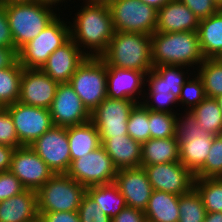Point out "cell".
<instances>
[{
  "instance_id": "cell-22",
  "label": "cell",
  "mask_w": 222,
  "mask_h": 222,
  "mask_svg": "<svg viewBox=\"0 0 222 222\" xmlns=\"http://www.w3.org/2000/svg\"><path fill=\"white\" fill-rule=\"evenodd\" d=\"M37 192L26 189L0 202V222H38Z\"/></svg>"
},
{
  "instance_id": "cell-4",
  "label": "cell",
  "mask_w": 222,
  "mask_h": 222,
  "mask_svg": "<svg viewBox=\"0 0 222 222\" xmlns=\"http://www.w3.org/2000/svg\"><path fill=\"white\" fill-rule=\"evenodd\" d=\"M4 7L17 51L61 15L57 8L37 1L6 4Z\"/></svg>"
},
{
  "instance_id": "cell-2",
  "label": "cell",
  "mask_w": 222,
  "mask_h": 222,
  "mask_svg": "<svg viewBox=\"0 0 222 222\" xmlns=\"http://www.w3.org/2000/svg\"><path fill=\"white\" fill-rule=\"evenodd\" d=\"M151 43L153 67L184 66L195 71L205 59L200 49L197 32H154L151 35Z\"/></svg>"
},
{
  "instance_id": "cell-6",
  "label": "cell",
  "mask_w": 222,
  "mask_h": 222,
  "mask_svg": "<svg viewBox=\"0 0 222 222\" xmlns=\"http://www.w3.org/2000/svg\"><path fill=\"white\" fill-rule=\"evenodd\" d=\"M38 212L78 211L86 187L66 173L54 174L37 191Z\"/></svg>"
},
{
  "instance_id": "cell-27",
  "label": "cell",
  "mask_w": 222,
  "mask_h": 222,
  "mask_svg": "<svg viewBox=\"0 0 222 222\" xmlns=\"http://www.w3.org/2000/svg\"><path fill=\"white\" fill-rule=\"evenodd\" d=\"M179 196L153 190L144 210L147 222H178Z\"/></svg>"
},
{
  "instance_id": "cell-10",
  "label": "cell",
  "mask_w": 222,
  "mask_h": 222,
  "mask_svg": "<svg viewBox=\"0 0 222 222\" xmlns=\"http://www.w3.org/2000/svg\"><path fill=\"white\" fill-rule=\"evenodd\" d=\"M117 171L106 150L99 146L94 151L71 161L66 174L87 188L114 183Z\"/></svg>"
},
{
  "instance_id": "cell-11",
  "label": "cell",
  "mask_w": 222,
  "mask_h": 222,
  "mask_svg": "<svg viewBox=\"0 0 222 222\" xmlns=\"http://www.w3.org/2000/svg\"><path fill=\"white\" fill-rule=\"evenodd\" d=\"M137 103L131 99H111L106 97L91 112L90 121L96 126L100 140L128 135L127 121Z\"/></svg>"
},
{
  "instance_id": "cell-45",
  "label": "cell",
  "mask_w": 222,
  "mask_h": 222,
  "mask_svg": "<svg viewBox=\"0 0 222 222\" xmlns=\"http://www.w3.org/2000/svg\"><path fill=\"white\" fill-rule=\"evenodd\" d=\"M0 47L15 48L4 4H0Z\"/></svg>"
},
{
  "instance_id": "cell-51",
  "label": "cell",
  "mask_w": 222,
  "mask_h": 222,
  "mask_svg": "<svg viewBox=\"0 0 222 222\" xmlns=\"http://www.w3.org/2000/svg\"><path fill=\"white\" fill-rule=\"evenodd\" d=\"M35 1L42 3V4L52 6L54 8H56V6H57L58 12L62 13V11H59L61 9L58 7V5H60L62 3V6H63V2L66 4L68 0L67 1L66 0H35ZM69 1H71V0H69Z\"/></svg>"
},
{
  "instance_id": "cell-54",
  "label": "cell",
  "mask_w": 222,
  "mask_h": 222,
  "mask_svg": "<svg viewBox=\"0 0 222 222\" xmlns=\"http://www.w3.org/2000/svg\"><path fill=\"white\" fill-rule=\"evenodd\" d=\"M215 100L217 101V104L219 105L221 111H222V94L215 97Z\"/></svg>"
},
{
  "instance_id": "cell-39",
  "label": "cell",
  "mask_w": 222,
  "mask_h": 222,
  "mask_svg": "<svg viewBox=\"0 0 222 222\" xmlns=\"http://www.w3.org/2000/svg\"><path fill=\"white\" fill-rule=\"evenodd\" d=\"M194 75V76H193ZM205 89L201 78L196 72L189 77V79L183 84L180 96L178 98L179 104L186 106L184 110L191 111L194 107L199 105L206 98Z\"/></svg>"
},
{
  "instance_id": "cell-36",
  "label": "cell",
  "mask_w": 222,
  "mask_h": 222,
  "mask_svg": "<svg viewBox=\"0 0 222 222\" xmlns=\"http://www.w3.org/2000/svg\"><path fill=\"white\" fill-rule=\"evenodd\" d=\"M146 90L144 93V99L142 101V104L147 109L152 111L178 114V111L177 110L175 111L173 107L175 108L180 107L179 100L173 93L164 89H146Z\"/></svg>"
},
{
  "instance_id": "cell-47",
  "label": "cell",
  "mask_w": 222,
  "mask_h": 222,
  "mask_svg": "<svg viewBox=\"0 0 222 222\" xmlns=\"http://www.w3.org/2000/svg\"><path fill=\"white\" fill-rule=\"evenodd\" d=\"M17 52L15 48L0 47V70L9 68L18 60Z\"/></svg>"
},
{
  "instance_id": "cell-29",
  "label": "cell",
  "mask_w": 222,
  "mask_h": 222,
  "mask_svg": "<svg viewBox=\"0 0 222 222\" xmlns=\"http://www.w3.org/2000/svg\"><path fill=\"white\" fill-rule=\"evenodd\" d=\"M86 194L111 219L126 207L125 199L114 183L87 187Z\"/></svg>"
},
{
  "instance_id": "cell-14",
  "label": "cell",
  "mask_w": 222,
  "mask_h": 222,
  "mask_svg": "<svg viewBox=\"0 0 222 222\" xmlns=\"http://www.w3.org/2000/svg\"><path fill=\"white\" fill-rule=\"evenodd\" d=\"M153 190L182 195L194 187V174L181 162L141 165Z\"/></svg>"
},
{
  "instance_id": "cell-8",
  "label": "cell",
  "mask_w": 222,
  "mask_h": 222,
  "mask_svg": "<svg viewBox=\"0 0 222 222\" xmlns=\"http://www.w3.org/2000/svg\"><path fill=\"white\" fill-rule=\"evenodd\" d=\"M69 84L91 113L107 97L106 64L100 57H87Z\"/></svg>"
},
{
  "instance_id": "cell-3",
  "label": "cell",
  "mask_w": 222,
  "mask_h": 222,
  "mask_svg": "<svg viewBox=\"0 0 222 222\" xmlns=\"http://www.w3.org/2000/svg\"><path fill=\"white\" fill-rule=\"evenodd\" d=\"M100 58L106 66L135 69L147 75L153 69L151 36L115 31Z\"/></svg>"
},
{
  "instance_id": "cell-33",
  "label": "cell",
  "mask_w": 222,
  "mask_h": 222,
  "mask_svg": "<svg viewBox=\"0 0 222 222\" xmlns=\"http://www.w3.org/2000/svg\"><path fill=\"white\" fill-rule=\"evenodd\" d=\"M194 188L199 193L206 212H222V177L195 178Z\"/></svg>"
},
{
  "instance_id": "cell-52",
  "label": "cell",
  "mask_w": 222,
  "mask_h": 222,
  "mask_svg": "<svg viewBox=\"0 0 222 222\" xmlns=\"http://www.w3.org/2000/svg\"><path fill=\"white\" fill-rule=\"evenodd\" d=\"M84 4H104L108 5L112 0H83Z\"/></svg>"
},
{
  "instance_id": "cell-12",
  "label": "cell",
  "mask_w": 222,
  "mask_h": 222,
  "mask_svg": "<svg viewBox=\"0 0 222 222\" xmlns=\"http://www.w3.org/2000/svg\"><path fill=\"white\" fill-rule=\"evenodd\" d=\"M6 109L22 146H29L54 125L49 109L26 105L19 101L6 106Z\"/></svg>"
},
{
  "instance_id": "cell-28",
  "label": "cell",
  "mask_w": 222,
  "mask_h": 222,
  "mask_svg": "<svg viewBox=\"0 0 222 222\" xmlns=\"http://www.w3.org/2000/svg\"><path fill=\"white\" fill-rule=\"evenodd\" d=\"M68 142L71 161L78 159L101 146L99 132L91 121L81 125L69 126Z\"/></svg>"
},
{
  "instance_id": "cell-24",
  "label": "cell",
  "mask_w": 222,
  "mask_h": 222,
  "mask_svg": "<svg viewBox=\"0 0 222 222\" xmlns=\"http://www.w3.org/2000/svg\"><path fill=\"white\" fill-rule=\"evenodd\" d=\"M190 70V68L184 66L173 65H159L153 67L146 75V77H148L146 78V86L148 87H145V89L168 90L179 98L183 84L194 74L193 72H195ZM189 71L190 73H188Z\"/></svg>"
},
{
  "instance_id": "cell-50",
  "label": "cell",
  "mask_w": 222,
  "mask_h": 222,
  "mask_svg": "<svg viewBox=\"0 0 222 222\" xmlns=\"http://www.w3.org/2000/svg\"><path fill=\"white\" fill-rule=\"evenodd\" d=\"M143 3H146L147 5L153 7L157 11L162 8L166 3H168L170 0H141Z\"/></svg>"
},
{
  "instance_id": "cell-46",
  "label": "cell",
  "mask_w": 222,
  "mask_h": 222,
  "mask_svg": "<svg viewBox=\"0 0 222 222\" xmlns=\"http://www.w3.org/2000/svg\"><path fill=\"white\" fill-rule=\"evenodd\" d=\"M112 222H147V220L143 211L126 206L112 219Z\"/></svg>"
},
{
  "instance_id": "cell-37",
  "label": "cell",
  "mask_w": 222,
  "mask_h": 222,
  "mask_svg": "<svg viewBox=\"0 0 222 222\" xmlns=\"http://www.w3.org/2000/svg\"><path fill=\"white\" fill-rule=\"evenodd\" d=\"M177 114L149 110V130L151 138H168L176 136Z\"/></svg>"
},
{
  "instance_id": "cell-43",
  "label": "cell",
  "mask_w": 222,
  "mask_h": 222,
  "mask_svg": "<svg viewBox=\"0 0 222 222\" xmlns=\"http://www.w3.org/2000/svg\"><path fill=\"white\" fill-rule=\"evenodd\" d=\"M199 19H205L215 14L220 7L213 0H180Z\"/></svg>"
},
{
  "instance_id": "cell-40",
  "label": "cell",
  "mask_w": 222,
  "mask_h": 222,
  "mask_svg": "<svg viewBox=\"0 0 222 222\" xmlns=\"http://www.w3.org/2000/svg\"><path fill=\"white\" fill-rule=\"evenodd\" d=\"M0 145L22 147L16 134L13 120L6 107H0Z\"/></svg>"
},
{
  "instance_id": "cell-17",
  "label": "cell",
  "mask_w": 222,
  "mask_h": 222,
  "mask_svg": "<svg viewBox=\"0 0 222 222\" xmlns=\"http://www.w3.org/2000/svg\"><path fill=\"white\" fill-rule=\"evenodd\" d=\"M58 84L41 69L23 68L18 101L26 105L50 109Z\"/></svg>"
},
{
  "instance_id": "cell-1",
  "label": "cell",
  "mask_w": 222,
  "mask_h": 222,
  "mask_svg": "<svg viewBox=\"0 0 222 222\" xmlns=\"http://www.w3.org/2000/svg\"><path fill=\"white\" fill-rule=\"evenodd\" d=\"M69 21L70 38L88 57H100L114 35L108 5L84 4Z\"/></svg>"
},
{
  "instance_id": "cell-7",
  "label": "cell",
  "mask_w": 222,
  "mask_h": 222,
  "mask_svg": "<svg viewBox=\"0 0 222 222\" xmlns=\"http://www.w3.org/2000/svg\"><path fill=\"white\" fill-rule=\"evenodd\" d=\"M65 20L59 15L38 36L18 50V61L23 68L41 69L48 57L70 39L69 22Z\"/></svg>"
},
{
  "instance_id": "cell-15",
  "label": "cell",
  "mask_w": 222,
  "mask_h": 222,
  "mask_svg": "<svg viewBox=\"0 0 222 222\" xmlns=\"http://www.w3.org/2000/svg\"><path fill=\"white\" fill-rule=\"evenodd\" d=\"M9 170L26 189L35 191L54 175V172L30 146L15 148Z\"/></svg>"
},
{
  "instance_id": "cell-9",
  "label": "cell",
  "mask_w": 222,
  "mask_h": 222,
  "mask_svg": "<svg viewBox=\"0 0 222 222\" xmlns=\"http://www.w3.org/2000/svg\"><path fill=\"white\" fill-rule=\"evenodd\" d=\"M114 31L152 35L157 29V10L141 0H112L108 4Z\"/></svg>"
},
{
  "instance_id": "cell-20",
  "label": "cell",
  "mask_w": 222,
  "mask_h": 222,
  "mask_svg": "<svg viewBox=\"0 0 222 222\" xmlns=\"http://www.w3.org/2000/svg\"><path fill=\"white\" fill-rule=\"evenodd\" d=\"M87 57L70 38L48 57L41 70L58 83H69L77 68Z\"/></svg>"
},
{
  "instance_id": "cell-35",
  "label": "cell",
  "mask_w": 222,
  "mask_h": 222,
  "mask_svg": "<svg viewBox=\"0 0 222 222\" xmlns=\"http://www.w3.org/2000/svg\"><path fill=\"white\" fill-rule=\"evenodd\" d=\"M148 115L149 109L138 103L131 110L127 121L128 135L141 144L151 138Z\"/></svg>"
},
{
  "instance_id": "cell-55",
  "label": "cell",
  "mask_w": 222,
  "mask_h": 222,
  "mask_svg": "<svg viewBox=\"0 0 222 222\" xmlns=\"http://www.w3.org/2000/svg\"><path fill=\"white\" fill-rule=\"evenodd\" d=\"M220 8H222V0H213Z\"/></svg>"
},
{
  "instance_id": "cell-32",
  "label": "cell",
  "mask_w": 222,
  "mask_h": 222,
  "mask_svg": "<svg viewBox=\"0 0 222 222\" xmlns=\"http://www.w3.org/2000/svg\"><path fill=\"white\" fill-rule=\"evenodd\" d=\"M196 70L207 97L215 98L222 94V61L218 58L204 59Z\"/></svg>"
},
{
  "instance_id": "cell-19",
  "label": "cell",
  "mask_w": 222,
  "mask_h": 222,
  "mask_svg": "<svg viewBox=\"0 0 222 222\" xmlns=\"http://www.w3.org/2000/svg\"><path fill=\"white\" fill-rule=\"evenodd\" d=\"M114 184L124 197L127 207L144 212L153 189L143 167L119 169Z\"/></svg>"
},
{
  "instance_id": "cell-25",
  "label": "cell",
  "mask_w": 222,
  "mask_h": 222,
  "mask_svg": "<svg viewBox=\"0 0 222 222\" xmlns=\"http://www.w3.org/2000/svg\"><path fill=\"white\" fill-rule=\"evenodd\" d=\"M197 33L203 57L218 58L222 54V8L199 20Z\"/></svg>"
},
{
  "instance_id": "cell-34",
  "label": "cell",
  "mask_w": 222,
  "mask_h": 222,
  "mask_svg": "<svg viewBox=\"0 0 222 222\" xmlns=\"http://www.w3.org/2000/svg\"><path fill=\"white\" fill-rule=\"evenodd\" d=\"M178 222H204L206 210L203 201L193 187L189 192L179 196Z\"/></svg>"
},
{
  "instance_id": "cell-18",
  "label": "cell",
  "mask_w": 222,
  "mask_h": 222,
  "mask_svg": "<svg viewBox=\"0 0 222 222\" xmlns=\"http://www.w3.org/2000/svg\"><path fill=\"white\" fill-rule=\"evenodd\" d=\"M106 73L108 98L131 99L137 104L142 103L147 78L144 72L135 69L106 66Z\"/></svg>"
},
{
  "instance_id": "cell-5",
  "label": "cell",
  "mask_w": 222,
  "mask_h": 222,
  "mask_svg": "<svg viewBox=\"0 0 222 222\" xmlns=\"http://www.w3.org/2000/svg\"><path fill=\"white\" fill-rule=\"evenodd\" d=\"M175 127L180 162L195 174L205 164L214 135L198 126L196 116L192 111L184 110L183 113H178Z\"/></svg>"
},
{
  "instance_id": "cell-13",
  "label": "cell",
  "mask_w": 222,
  "mask_h": 222,
  "mask_svg": "<svg viewBox=\"0 0 222 222\" xmlns=\"http://www.w3.org/2000/svg\"><path fill=\"white\" fill-rule=\"evenodd\" d=\"M54 174L66 173L71 163L68 127L53 125L29 145Z\"/></svg>"
},
{
  "instance_id": "cell-16",
  "label": "cell",
  "mask_w": 222,
  "mask_h": 222,
  "mask_svg": "<svg viewBox=\"0 0 222 222\" xmlns=\"http://www.w3.org/2000/svg\"><path fill=\"white\" fill-rule=\"evenodd\" d=\"M49 110L53 124L56 126L81 125L91 119V113L69 83L58 84Z\"/></svg>"
},
{
  "instance_id": "cell-53",
  "label": "cell",
  "mask_w": 222,
  "mask_h": 222,
  "mask_svg": "<svg viewBox=\"0 0 222 222\" xmlns=\"http://www.w3.org/2000/svg\"><path fill=\"white\" fill-rule=\"evenodd\" d=\"M35 0H0V4H12V3H23V2H32Z\"/></svg>"
},
{
  "instance_id": "cell-42",
  "label": "cell",
  "mask_w": 222,
  "mask_h": 222,
  "mask_svg": "<svg viewBox=\"0 0 222 222\" xmlns=\"http://www.w3.org/2000/svg\"><path fill=\"white\" fill-rule=\"evenodd\" d=\"M19 179L10 171L0 173V202L25 191Z\"/></svg>"
},
{
  "instance_id": "cell-38",
  "label": "cell",
  "mask_w": 222,
  "mask_h": 222,
  "mask_svg": "<svg viewBox=\"0 0 222 222\" xmlns=\"http://www.w3.org/2000/svg\"><path fill=\"white\" fill-rule=\"evenodd\" d=\"M195 178L222 177V134L213 137V144L205 164L194 174Z\"/></svg>"
},
{
  "instance_id": "cell-23",
  "label": "cell",
  "mask_w": 222,
  "mask_h": 222,
  "mask_svg": "<svg viewBox=\"0 0 222 222\" xmlns=\"http://www.w3.org/2000/svg\"><path fill=\"white\" fill-rule=\"evenodd\" d=\"M100 142L118 170L141 167L142 144L129 135L111 137Z\"/></svg>"
},
{
  "instance_id": "cell-26",
  "label": "cell",
  "mask_w": 222,
  "mask_h": 222,
  "mask_svg": "<svg viewBox=\"0 0 222 222\" xmlns=\"http://www.w3.org/2000/svg\"><path fill=\"white\" fill-rule=\"evenodd\" d=\"M180 162L179 142L176 136L150 138L142 143L141 165Z\"/></svg>"
},
{
  "instance_id": "cell-44",
  "label": "cell",
  "mask_w": 222,
  "mask_h": 222,
  "mask_svg": "<svg viewBox=\"0 0 222 222\" xmlns=\"http://www.w3.org/2000/svg\"><path fill=\"white\" fill-rule=\"evenodd\" d=\"M38 222H80L78 211L38 212Z\"/></svg>"
},
{
  "instance_id": "cell-30",
  "label": "cell",
  "mask_w": 222,
  "mask_h": 222,
  "mask_svg": "<svg viewBox=\"0 0 222 222\" xmlns=\"http://www.w3.org/2000/svg\"><path fill=\"white\" fill-rule=\"evenodd\" d=\"M191 111L202 130L214 136L222 134V111L215 98L206 97Z\"/></svg>"
},
{
  "instance_id": "cell-31",
  "label": "cell",
  "mask_w": 222,
  "mask_h": 222,
  "mask_svg": "<svg viewBox=\"0 0 222 222\" xmlns=\"http://www.w3.org/2000/svg\"><path fill=\"white\" fill-rule=\"evenodd\" d=\"M23 67L17 60L9 68L0 70V107H6L19 100Z\"/></svg>"
},
{
  "instance_id": "cell-41",
  "label": "cell",
  "mask_w": 222,
  "mask_h": 222,
  "mask_svg": "<svg viewBox=\"0 0 222 222\" xmlns=\"http://www.w3.org/2000/svg\"><path fill=\"white\" fill-rule=\"evenodd\" d=\"M78 214L80 222H112V219L105 215L87 194L82 198Z\"/></svg>"
},
{
  "instance_id": "cell-48",
  "label": "cell",
  "mask_w": 222,
  "mask_h": 222,
  "mask_svg": "<svg viewBox=\"0 0 222 222\" xmlns=\"http://www.w3.org/2000/svg\"><path fill=\"white\" fill-rule=\"evenodd\" d=\"M15 148L0 145V173L4 171H8L11 166V158Z\"/></svg>"
},
{
  "instance_id": "cell-56",
  "label": "cell",
  "mask_w": 222,
  "mask_h": 222,
  "mask_svg": "<svg viewBox=\"0 0 222 222\" xmlns=\"http://www.w3.org/2000/svg\"><path fill=\"white\" fill-rule=\"evenodd\" d=\"M218 59H219L220 61H222V54L218 57Z\"/></svg>"
},
{
  "instance_id": "cell-49",
  "label": "cell",
  "mask_w": 222,
  "mask_h": 222,
  "mask_svg": "<svg viewBox=\"0 0 222 222\" xmlns=\"http://www.w3.org/2000/svg\"><path fill=\"white\" fill-rule=\"evenodd\" d=\"M204 222H222V212H207Z\"/></svg>"
},
{
  "instance_id": "cell-21",
  "label": "cell",
  "mask_w": 222,
  "mask_h": 222,
  "mask_svg": "<svg viewBox=\"0 0 222 222\" xmlns=\"http://www.w3.org/2000/svg\"><path fill=\"white\" fill-rule=\"evenodd\" d=\"M199 19L180 0H170L157 11L156 32H197Z\"/></svg>"
}]
</instances>
